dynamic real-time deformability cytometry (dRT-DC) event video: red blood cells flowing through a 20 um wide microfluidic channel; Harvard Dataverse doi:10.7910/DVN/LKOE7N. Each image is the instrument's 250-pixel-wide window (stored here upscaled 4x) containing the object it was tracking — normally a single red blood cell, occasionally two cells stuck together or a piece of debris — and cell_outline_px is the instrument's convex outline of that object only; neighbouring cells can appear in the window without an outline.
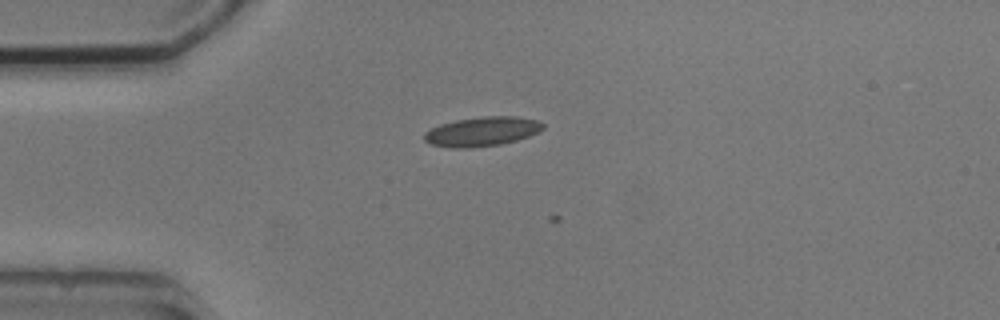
{"species": "common noctule bat (a hibernating species)", "species_latin": "Nyctalus noctula", "temperature_condition": "cold", "stored_images_in_passage": 3, "camera_frame_rate_fps": 3000, "um_per_image_px": 0.085, "animal": {"sex": "male", "body_mass_g": 20.5, "forearm_length_mm": 52.5}, "frame": {"image": 1, "passage_image": 2, "time_ms": 1.0, "image_size_px": [1000, 320], "cell_outline_px": [[544, 128], [528, 136], [516, 140], [500, 144], [468, 148], [452, 148], [432, 144], [424, 140], [424, 132], [440, 124], [456, 120], [484, 116], [516, 116], [540, 120], [544, 124]], "centroid_in_image_um": [40.98, 11.17], "position_along_channel_um": 44.0, "area_um2": 20.23}}